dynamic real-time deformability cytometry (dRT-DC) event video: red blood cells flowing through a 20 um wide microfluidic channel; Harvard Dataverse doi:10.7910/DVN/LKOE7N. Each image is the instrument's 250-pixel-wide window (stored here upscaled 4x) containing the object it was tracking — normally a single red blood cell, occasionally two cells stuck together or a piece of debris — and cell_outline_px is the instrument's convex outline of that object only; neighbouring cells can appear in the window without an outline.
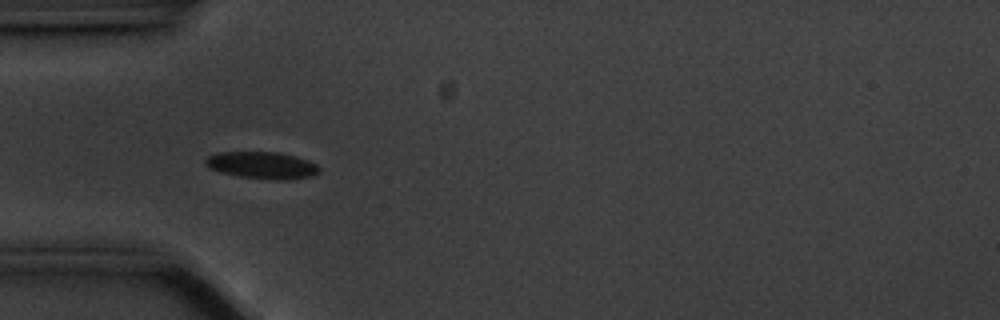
{"species": "common noctule bat (a hibernating species)", "species_latin": "Nyctalus noctula", "temperature_condition": "cold", "stored_images_in_passage": 41, "camera_frame_rate_fps": 3000, "um_per_image_px": 0.085, "animal": {"sex": "male", "body_mass_g": 20.1, "forearm_length_mm": 53.5}, "frame": {"image": 1, "passage_image": 1, "time_ms": 0.0, "image_size_px": [1000, 320], "cell_outline_px": [[320, 172], [312, 176], [288, 180], [276, 180], [240, 176], [220, 172], [208, 168], [204, 164], [204, 160], [208, 156], [216, 152], [276, 152], [296, 156], [308, 160], [316, 164], [320, 168]], "centroid_in_image_um": [22.27, 14.04], "position_along_channel_um": 62.7, "area_um2": 18.03}}
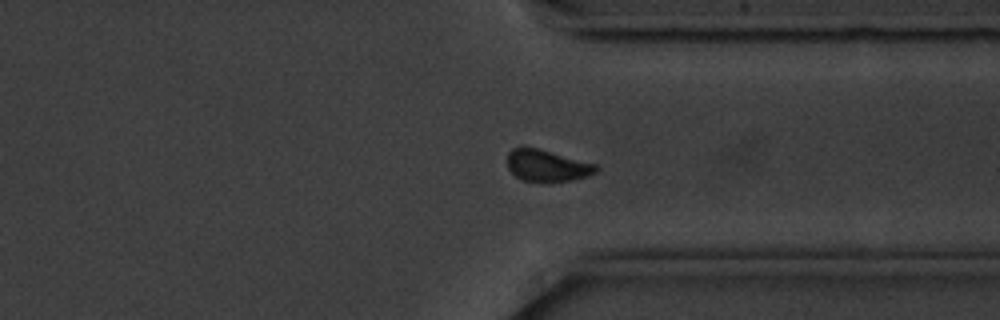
{"frame": {"image": 2, "passage_image": 27, "time_ms": 8.667, "image_size_px": [1000, 320], "cell_outline_px": [[600, 168], [596, 172], [588, 176], [572, 180], [544, 184], [520, 180], [508, 168], [508, 152], [512, 148], [524, 144], [596, 164]], "centroid_in_image_um": [46.47, 14.08], "position_along_channel_um": 364.9, "area_um2": 17.11}}
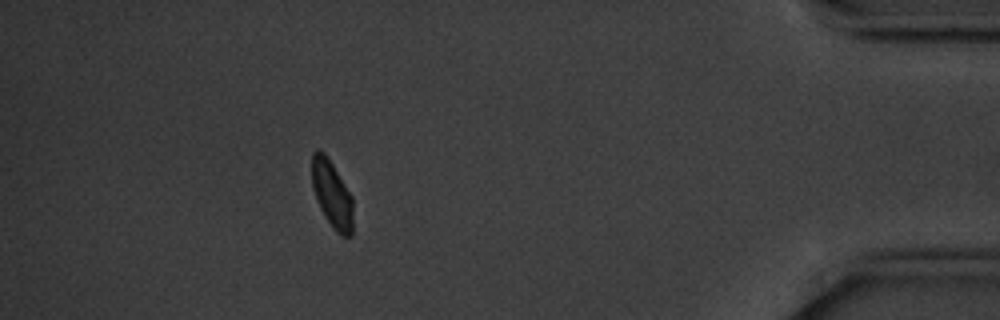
{"frame": {"image": 3, "passage_image": 35, "time_ms": 11.333, "image_size_px": [1000, 320], "cell_outline_px": [[352, 236], [340, 236], [332, 228], [320, 208], [316, 200], [312, 188], [312, 152], [316, 148], [324, 152], [332, 164], [352, 196]], "centroid_in_image_um": [28.2, 16.51], "position_along_channel_um": 407.0, "area_um2": 16.13}}